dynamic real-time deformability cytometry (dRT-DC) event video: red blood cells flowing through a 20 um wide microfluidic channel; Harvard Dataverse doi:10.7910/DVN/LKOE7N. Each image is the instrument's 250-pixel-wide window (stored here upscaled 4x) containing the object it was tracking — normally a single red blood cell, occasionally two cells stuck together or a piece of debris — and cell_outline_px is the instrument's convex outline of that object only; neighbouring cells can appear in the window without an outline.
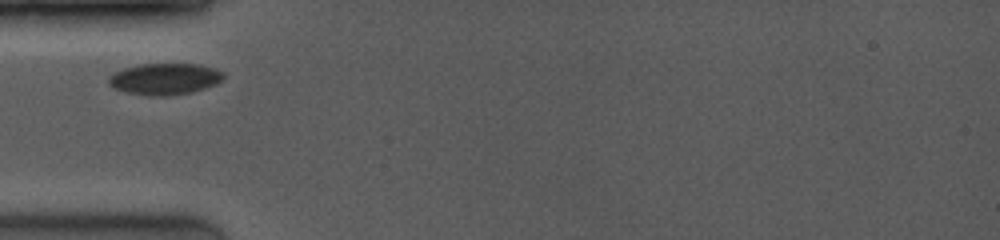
{"species": "common noctule bat (a hibernating species)", "species_latin": "Nyctalus noctula", "temperature_condition": "room temperature", "stored_images_in_passage": 36, "camera_frame_rate_fps": 4000, "um_per_image_px": 0.085, "animal": {"sex": "female", "body_mass_g": 19.0, "forearm_length_mm": 53.3}, "frame": {"image": 1, "passage_image": 1, "time_ms": 0.0, "image_size_px": [1000, 240], "cell_outline_px": [[224, 76], [216, 84], [204, 88], [188, 92], [168, 96], [148, 96], [128, 92], [116, 88], [108, 84], [108, 80], [116, 72], [124, 68], [140, 64], [196, 64], [212, 68], [220, 72]], "centroid_in_image_um": [13.98, 6.71], "position_along_channel_um": 71.0, "area_um2": 20.52}}
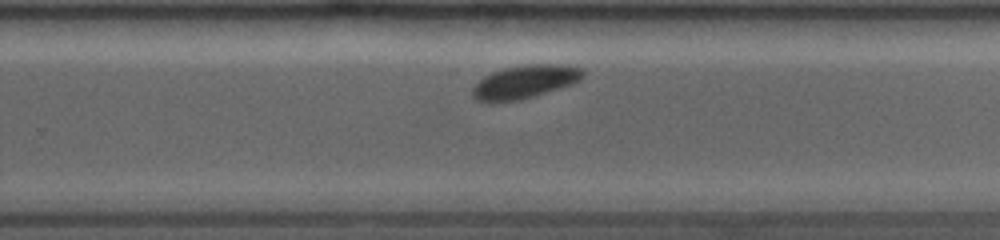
{"frame": {"image": 2, "passage_image": 23, "time_ms": 5.5, "image_size_px": [1000, 240], "cell_outline_px": [[584, 72], [572, 84], [520, 100], [492, 104], [488, 104], [476, 100], [472, 96], [472, 88], [484, 76], [492, 72], [524, 64], [560, 64], [580, 68]], "centroid_in_image_um": [44.51, 6.99], "position_along_channel_um": 285.3, "area_um2": 21.33}}
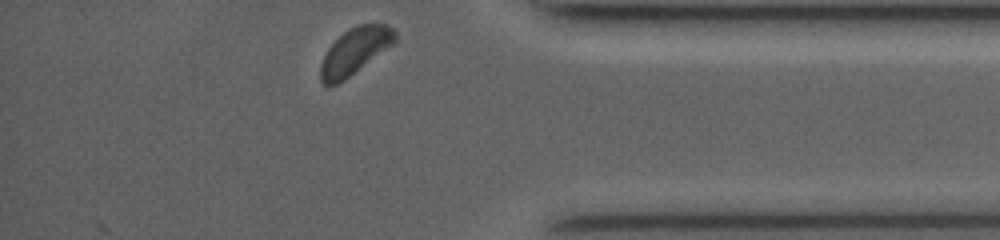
{"frame": {"image": 3, "passage_image": 36, "time_ms": 8.75, "image_size_px": [1000, 240], "cell_outline_px": [[396, 40], [392, 44], [344, 80], [328, 88], [320, 80], [320, 64], [328, 48], [348, 28], [360, 24], [388, 24], [396, 32]], "centroid_in_image_um": [30.13, 4.35], "position_along_channel_um": 405.1, "area_um2": 19.83}}